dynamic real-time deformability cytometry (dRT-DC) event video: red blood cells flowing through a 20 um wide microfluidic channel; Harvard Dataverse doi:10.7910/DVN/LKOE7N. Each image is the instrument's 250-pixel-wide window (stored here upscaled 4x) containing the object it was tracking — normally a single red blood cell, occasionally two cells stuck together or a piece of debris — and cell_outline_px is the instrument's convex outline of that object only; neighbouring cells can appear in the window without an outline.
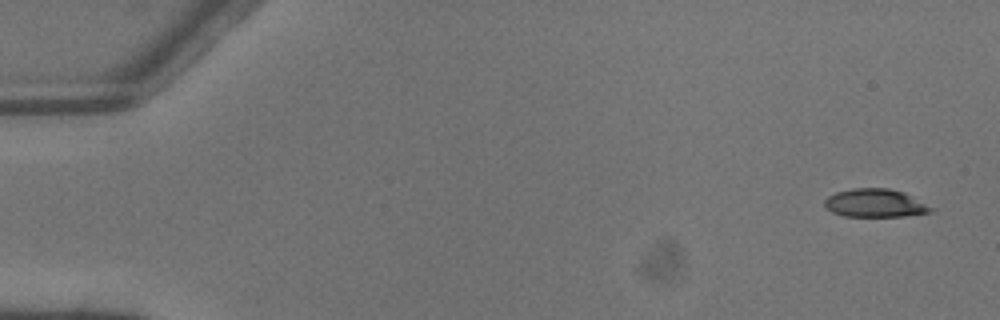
{"species": "common noctule bat (a hibernating species)", "species_latin": "Nyctalus noctula", "temperature_condition": "warm", "stored_images_in_passage": 5, "camera_frame_rate_fps": 3000, "um_per_image_px": 0.085, "animal": {"sex": "male", "body_mass_g": 13.3}, "frame": {"image": 1, "passage_image": 1, "time_ms": 0.0, "image_size_px": [1000, 320], "cell_outline_px": [[936, 208], [932, 212], [904, 216], [844, 216], [832, 212], [824, 208], [824, 200], [828, 196], [836, 192], [852, 188], [888, 188], [904, 192]], "centroid_in_image_um": [74.39, 17.26], "position_along_channel_um": 10.6, "area_um2": 17.69}}
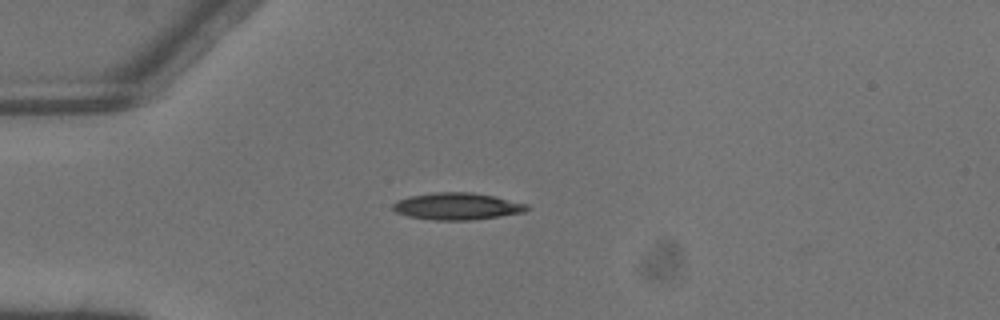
{"frame": {"image": 2, "passage_image": 4, "time_ms": 1.0, "image_size_px": [1000, 320], "cell_outline_px": [[532, 208], [524, 212], [500, 216], [472, 220], [432, 220], [408, 216], [396, 212], [392, 208], [392, 204], [396, 200], [408, 196], [436, 192], [472, 192], [492, 196], [528, 204]], "centroid_in_image_um": [38.84, 17.53], "position_along_channel_um": 46.2, "area_um2": 21.15}}